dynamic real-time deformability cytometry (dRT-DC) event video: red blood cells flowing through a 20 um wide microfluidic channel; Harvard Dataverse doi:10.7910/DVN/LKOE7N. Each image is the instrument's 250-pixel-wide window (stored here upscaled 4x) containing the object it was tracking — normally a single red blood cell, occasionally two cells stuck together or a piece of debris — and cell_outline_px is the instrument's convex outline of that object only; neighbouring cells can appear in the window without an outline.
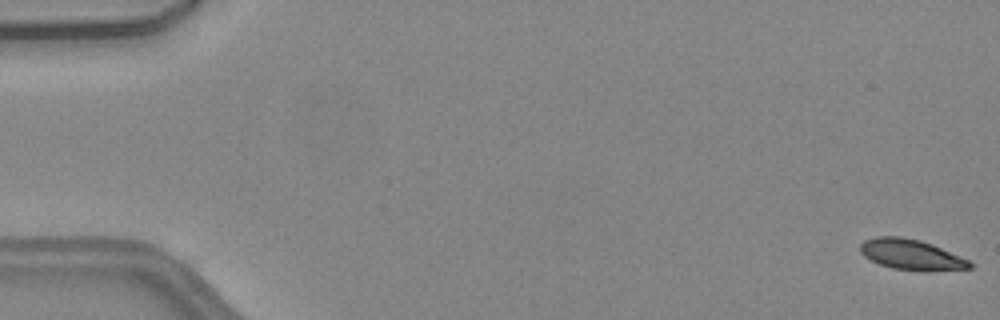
{"species": "common noctule bat (a hibernating species)", "species_latin": "Nyctalus noctula", "temperature_condition": "warm", "stored_images_in_passage": 51, "camera_frame_rate_fps": 3000, "um_per_image_px": 0.085, "animal": {"sex": "female", "body_mass_g": 24.6, "forearm_length_mm": 56.2}, "frame": {"image": 1, "passage_image": 1, "time_ms": 0.0, "image_size_px": [1000, 320], "cell_outline_px": [[968, 268], [900, 268], [884, 264], [868, 256], [864, 252], [864, 244], [872, 240], [912, 240], [928, 244], [964, 260], [968, 264]], "centroid_in_image_um": [77.48, 21.67], "position_along_channel_um": 7.5, "area_um2": 15.37}}
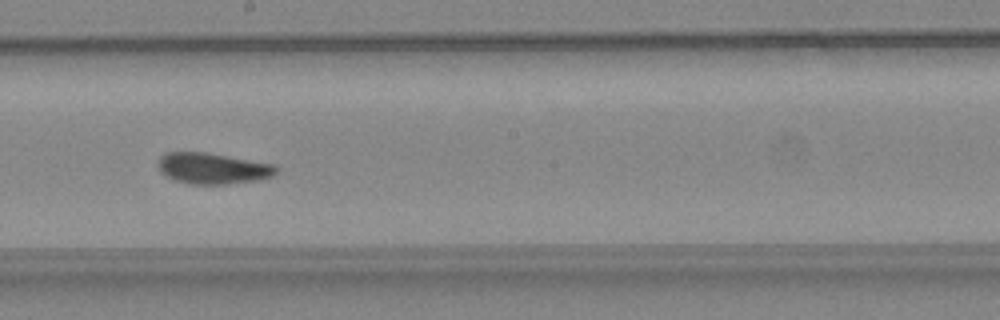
{"frame": {"image": 2, "passage_image": 29, "time_ms": 9.333, "image_size_px": [1000, 320], "cell_outline_px": [[268, 172], [252, 176], [184, 176], [172, 172], [164, 164], [172, 156], [204, 156], [252, 164], [268, 168]], "centroid_in_image_um": [17.99, 14.2], "position_along_channel_um": 230.2, "area_um2": 11.39}}
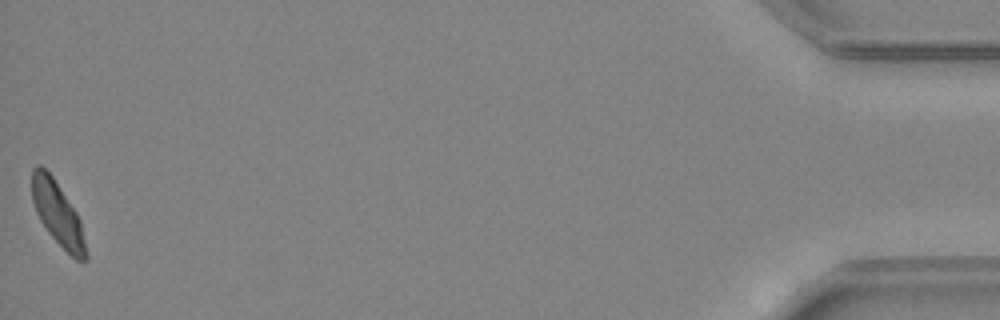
{"frame": {"image": 3, "passage_image": 51, "time_ms": 16.667, "image_size_px": [1000, 320], "cell_outline_px": [[84, 256], [80, 256], [72, 252], [48, 228], [36, 204], [32, 188], [32, 180], [36, 168], [40, 168], [48, 172], [76, 216], [84, 248]], "centroid_in_image_um": [4.83, 17.99], "position_along_channel_um": 430.4, "area_um2": 15.72}, "authors_computed_cell_mechanics": {"area_um2": 14.5078, "velocity_mm_per_s": 4.089, "shape_relaxation_time_tau1_ms": null, "shape_relaxation_time_tau2_ms": 2.8268, "deformation_change_tau1": null, "deformation_change_tau2": 0.0956}}